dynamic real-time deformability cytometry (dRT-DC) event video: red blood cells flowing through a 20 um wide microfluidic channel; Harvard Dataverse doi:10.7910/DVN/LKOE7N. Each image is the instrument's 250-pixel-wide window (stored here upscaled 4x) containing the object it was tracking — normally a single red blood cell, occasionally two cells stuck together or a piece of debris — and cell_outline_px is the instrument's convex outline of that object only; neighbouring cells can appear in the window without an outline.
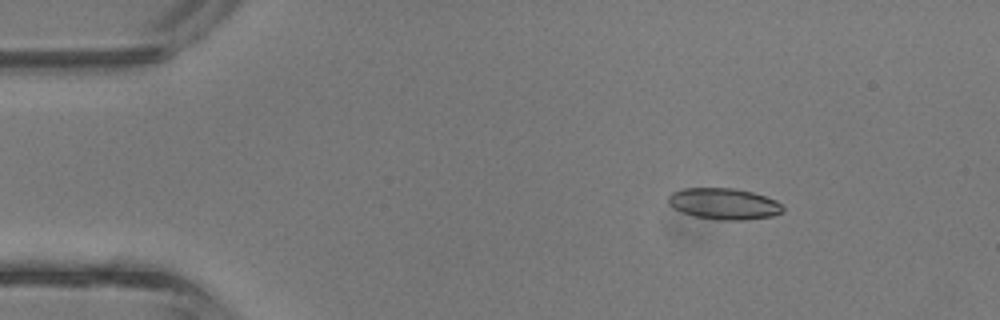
{"species": "common noctule bat (a hibernating species)", "species_latin": "Nyctalus noctula", "temperature_condition": "room temperature", "stored_images_in_passage": 4, "camera_frame_rate_fps": 3000, "um_per_image_px": 0.085, "animal": {"sex": "male", "body_mass_g": 13.3}, "frame": {"image": 1, "passage_image": 1, "time_ms": 0.0, "image_size_px": [1000, 320], "cell_outline_px": [[784, 212], [772, 216], [744, 220], [720, 220], [696, 216], [680, 212], [672, 208], [668, 204], [668, 196], [672, 192], [684, 188], [736, 188], [752, 192], [776, 200], [784, 208]], "centroid_in_image_um": [61.52, 17.32], "position_along_channel_um": 23.5, "area_um2": 20.98}}
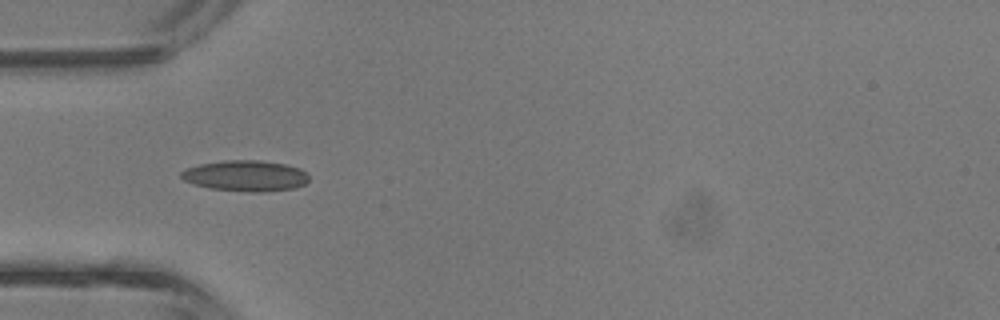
{"frame": {"image": 2, "passage_image": 3, "time_ms": 0.667, "image_size_px": [1000, 320], "cell_outline_px": [[308, 180], [304, 184], [296, 188], [260, 192], [252, 192], [208, 188], [184, 180], [180, 176], [180, 172], [188, 168], [200, 164], [224, 160], [260, 160], [284, 164], [300, 168], [308, 176]], "centroid_in_image_um": [20.88, 14.94], "position_along_channel_um": 64.1, "area_um2": 22.83}}
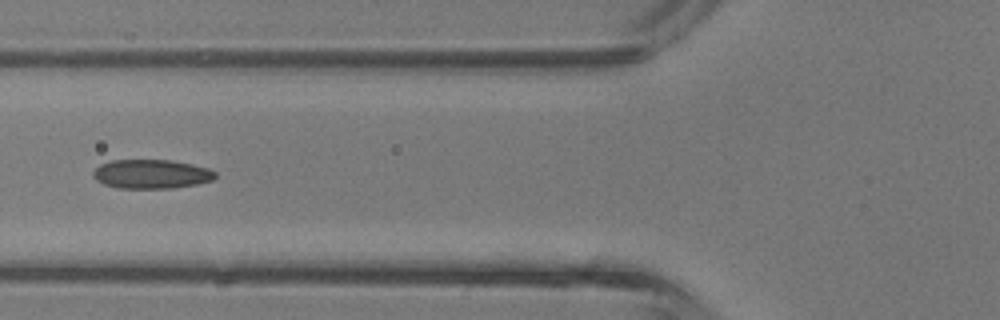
{"frame": {"image": 3, "passage_image": 4, "time_ms": 1.0, "image_size_px": [1000, 320], "cell_outline_px": [[216, 176], [212, 180], [196, 184], [172, 188], [120, 188], [104, 184], [96, 180], [92, 176], [92, 172], [100, 164], [108, 160], [172, 160], [192, 164], [208, 168], [216, 172]], "centroid_in_image_um": [12.84, 14.78], "position_along_channel_um": 113.0, "area_um2": 20.75}}